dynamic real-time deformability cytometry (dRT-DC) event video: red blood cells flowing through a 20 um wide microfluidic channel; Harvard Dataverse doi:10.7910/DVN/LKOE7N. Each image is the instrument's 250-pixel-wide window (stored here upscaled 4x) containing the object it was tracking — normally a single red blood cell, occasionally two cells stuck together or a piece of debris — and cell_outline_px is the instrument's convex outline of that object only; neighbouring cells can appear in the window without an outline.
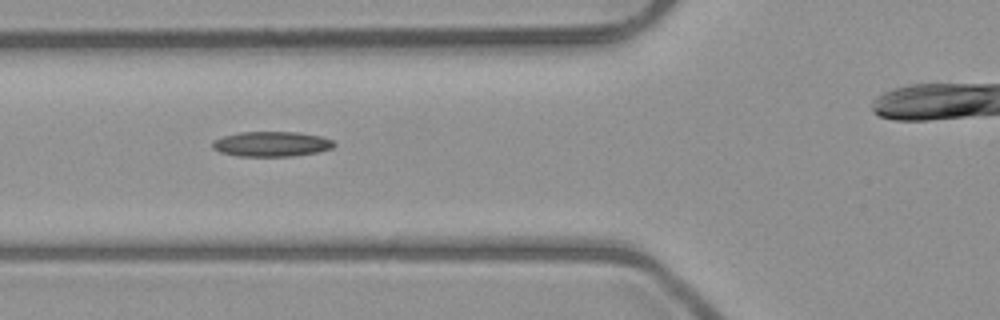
{"species": "common noctule bat (a hibernating species)", "species_latin": "Nyctalus noctula", "temperature_condition": "room temperature", "stored_images_in_passage": 8, "segment_of_instrument_passage": [1, 2], "camera_frame_rate_fps": 3000, "um_per_image_px": 0.085, "animal": {"sex": "male", "body_mass_g": 23.1, "forearm_length_mm": 52.7}, "frame": {"image": 1, "passage_image": 5, "time_ms": 4.667, "image_size_px": [1000, 320], "cell_outline_px": [[336, 144], [332, 148], [316, 152], [292, 156], [236, 156], [220, 152], [212, 148], [212, 140], [224, 136], [240, 132], [300, 132], [320, 136], [332, 140]], "centroid_in_image_um": [23.05, 12.24], "position_along_channel_um": 102.7, "area_um2": 17.74}}
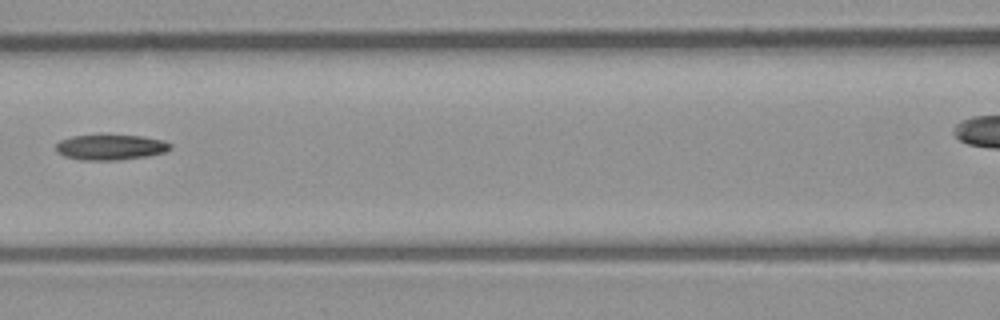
{"frame": {"image": 2, "passage_image": 6, "time_ms": 6.0, "image_size_px": [1000, 320], "cell_outline_px": [[172, 148], [164, 152], [148, 156], [116, 160], [80, 160], [64, 156], [56, 152], [56, 144], [60, 140], [72, 136], [144, 136], [164, 140], [172, 144]], "centroid_in_image_um": [9.41, 12.52], "position_along_channel_um": 157.2, "area_um2": 16.82}}
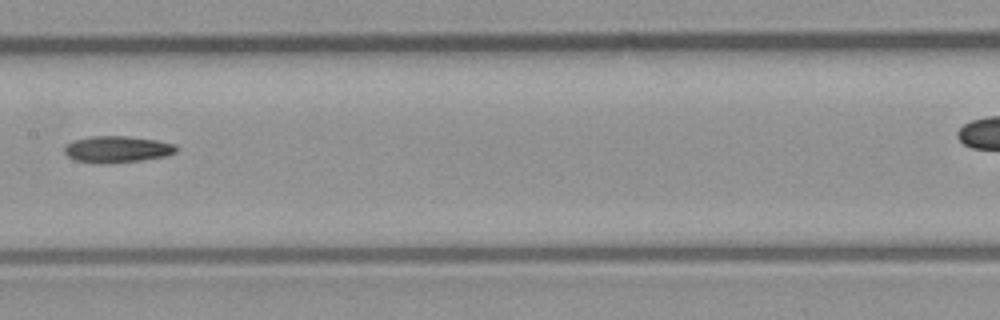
{"frame": {"image": 3, "passage_image": 7, "time_ms": 7.0, "image_size_px": [1000, 320], "cell_outline_px": [[176, 152], [164, 156], [140, 160], [104, 164], [76, 160], [68, 156], [64, 152], [64, 148], [72, 140], [92, 136], [124, 136], [156, 140], [176, 144]], "centroid_in_image_um": [9.94, 12.68], "position_along_channel_um": 197.5, "area_um2": 17.11}}